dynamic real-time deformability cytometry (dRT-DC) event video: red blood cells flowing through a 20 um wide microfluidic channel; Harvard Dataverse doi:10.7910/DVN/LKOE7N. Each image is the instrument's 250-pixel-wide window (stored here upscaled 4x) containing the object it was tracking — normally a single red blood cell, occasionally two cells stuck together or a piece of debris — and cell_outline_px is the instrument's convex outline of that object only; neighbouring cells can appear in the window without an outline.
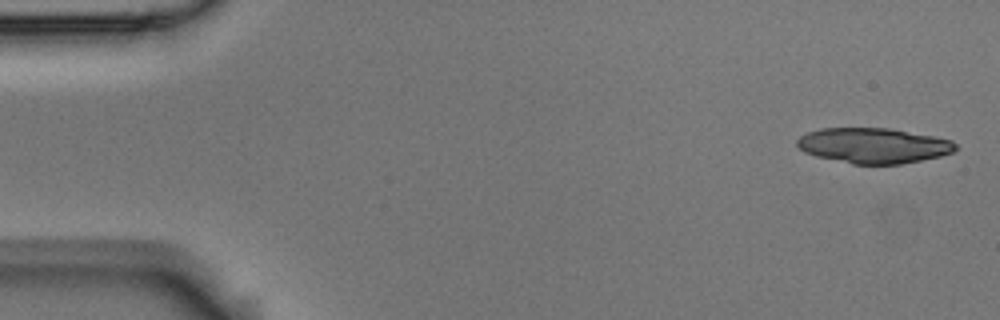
{"species": "Egyptian fruit bat (a non-hibernating species)", "species_latin": "Rousettus aegyptiacus", "temperature_condition": "room temperature", "stored_images_in_passage": 5, "camera_frame_rate_fps": 3000, "um_per_image_px": 0.085, "animal": {"sex": "male"}, "frame": {"image": 1, "passage_image": 1, "time_ms": 0.0, "image_size_px": [1000, 320], "cell_outline_px": [[960, 148], [952, 152], [940, 156], [900, 164], [852, 164], [816, 156], [804, 152], [796, 144], [796, 140], [800, 136], [808, 132], [820, 128], [892, 128], [936, 136], [952, 140]], "centroid_in_image_um": [74.27, 12.36], "position_along_channel_um": 10.7, "area_um2": 32.83}}